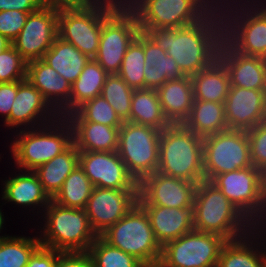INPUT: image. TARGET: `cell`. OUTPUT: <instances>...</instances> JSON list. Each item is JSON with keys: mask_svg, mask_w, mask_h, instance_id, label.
<instances>
[{"mask_svg": "<svg viewBox=\"0 0 266 267\" xmlns=\"http://www.w3.org/2000/svg\"><path fill=\"white\" fill-rule=\"evenodd\" d=\"M27 62L11 45L0 54V83L26 79Z\"/></svg>", "mask_w": 266, "mask_h": 267, "instance_id": "45", "label": "cell"}, {"mask_svg": "<svg viewBox=\"0 0 266 267\" xmlns=\"http://www.w3.org/2000/svg\"><path fill=\"white\" fill-rule=\"evenodd\" d=\"M226 242L219 235L193 229L162 247L158 267H216Z\"/></svg>", "mask_w": 266, "mask_h": 267, "instance_id": "8", "label": "cell"}, {"mask_svg": "<svg viewBox=\"0 0 266 267\" xmlns=\"http://www.w3.org/2000/svg\"><path fill=\"white\" fill-rule=\"evenodd\" d=\"M98 0H40L42 6L53 9L83 8L92 5Z\"/></svg>", "mask_w": 266, "mask_h": 267, "instance_id": "52", "label": "cell"}, {"mask_svg": "<svg viewBox=\"0 0 266 267\" xmlns=\"http://www.w3.org/2000/svg\"><path fill=\"white\" fill-rule=\"evenodd\" d=\"M55 267H94L87 252H61Z\"/></svg>", "mask_w": 266, "mask_h": 267, "instance_id": "48", "label": "cell"}, {"mask_svg": "<svg viewBox=\"0 0 266 267\" xmlns=\"http://www.w3.org/2000/svg\"><path fill=\"white\" fill-rule=\"evenodd\" d=\"M230 86L266 90V59L243 55L228 73Z\"/></svg>", "mask_w": 266, "mask_h": 267, "instance_id": "35", "label": "cell"}, {"mask_svg": "<svg viewBox=\"0 0 266 267\" xmlns=\"http://www.w3.org/2000/svg\"><path fill=\"white\" fill-rule=\"evenodd\" d=\"M93 187L84 170L78 165L64 180L52 201L63 207L84 209Z\"/></svg>", "mask_w": 266, "mask_h": 267, "instance_id": "34", "label": "cell"}, {"mask_svg": "<svg viewBox=\"0 0 266 267\" xmlns=\"http://www.w3.org/2000/svg\"><path fill=\"white\" fill-rule=\"evenodd\" d=\"M61 252L40 246L30 257L26 267H55L56 258Z\"/></svg>", "mask_w": 266, "mask_h": 267, "instance_id": "50", "label": "cell"}, {"mask_svg": "<svg viewBox=\"0 0 266 267\" xmlns=\"http://www.w3.org/2000/svg\"><path fill=\"white\" fill-rule=\"evenodd\" d=\"M151 227L159 244L163 247L167 242L175 240L192 231L193 207L168 208L154 206L146 211Z\"/></svg>", "mask_w": 266, "mask_h": 267, "instance_id": "21", "label": "cell"}, {"mask_svg": "<svg viewBox=\"0 0 266 267\" xmlns=\"http://www.w3.org/2000/svg\"><path fill=\"white\" fill-rule=\"evenodd\" d=\"M266 90L230 86L224 108L228 129L248 131L266 121Z\"/></svg>", "mask_w": 266, "mask_h": 267, "instance_id": "15", "label": "cell"}, {"mask_svg": "<svg viewBox=\"0 0 266 267\" xmlns=\"http://www.w3.org/2000/svg\"><path fill=\"white\" fill-rule=\"evenodd\" d=\"M65 118L67 121H90L113 127H121L123 124L116 111L102 95L85 102Z\"/></svg>", "mask_w": 266, "mask_h": 267, "instance_id": "41", "label": "cell"}, {"mask_svg": "<svg viewBox=\"0 0 266 267\" xmlns=\"http://www.w3.org/2000/svg\"><path fill=\"white\" fill-rule=\"evenodd\" d=\"M261 200L263 205L264 226L266 225V169L261 171ZM266 228V226H265Z\"/></svg>", "mask_w": 266, "mask_h": 267, "instance_id": "53", "label": "cell"}, {"mask_svg": "<svg viewBox=\"0 0 266 267\" xmlns=\"http://www.w3.org/2000/svg\"><path fill=\"white\" fill-rule=\"evenodd\" d=\"M22 171V174L18 173L4 181L2 199L19 206L46 208L52 199L44 191L37 174L34 171Z\"/></svg>", "mask_w": 266, "mask_h": 267, "instance_id": "26", "label": "cell"}, {"mask_svg": "<svg viewBox=\"0 0 266 267\" xmlns=\"http://www.w3.org/2000/svg\"><path fill=\"white\" fill-rule=\"evenodd\" d=\"M4 215L2 214V212H1V210H0V231H1V229H3L2 227H3V222H4ZM3 237H6V236H0V238H3Z\"/></svg>", "mask_w": 266, "mask_h": 267, "instance_id": "55", "label": "cell"}, {"mask_svg": "<svg viewBox=\"0 0 266 267\" xmlns=\"http://www.w3.org/2000/svg\"><path fill=\"white\" fill-rule=\"evenodd\" d=\"M41 246L38 237L0 238V267H26L32 254Z\"/></svg>", "mask_w": 266, "mask_h": 267, "instance_id": "38", "label": "cell"}, {"mask_svg": "<svg viewBox=\"0 0 266 267\" xmlns=\"http://www.w3.org/2000/svg\"><path fill=\"white\" fill-rule=\"evenodd\" d=\"M105 19L98 1L83 8L58 10V37L73 44L90 59L99 50L102 24Z\"/></svg>", "mask_w": 266, "mask_h": 267, "instance_id": "10", "label": "cell"}, {"mask_svg": "<svg viewBox=\"0 0 266 267\" xmlns=\"http://www.w3.org/2000/svg\"><path fill=\"white\" fill-rule=\"evenodd\" d=\"M100 237L115 248L134 256L146 267H158L162 246L157 241L146 211L130 210Z\"/></svg>", "mask_w": 266, "mask_h": 267, "instance_id": "6", "label": "cell"}, {"mask_svg": "<svg viewBox=\"0 0 266 267\" xmlns=\"http://www.w3.org/2000/svg\"><path fill=\"white\" fill-rule=\"evenodd\" d=\"M194 230L212 233L227 241L243 237L255 226L210 181L197 184L193 203Z\"/></svg>", "mask_w": 266, "mask_h": 267, "instance_id": "2", "label": "cell"}, {"mask_svg": "<svg viewBox=\"0 0 266 267\" xmlns=\"http://www.w3.org/2000/svg\"><path fill=\"white\" fill-rule=\"evenodd\" d=\"M232 1L229 0V3L228 0H189L185 27L198 32L208 43L240 48L249 16L262 1Z\"/></svg>", "mask_w": 266, "mask_h": 267, "instance_id": "1", "label": "cell"}, {"mask_svg": "<svg viewBox=\"0 0 266 267\" xmlns=\"http://www.w3.org/2000/svg\"><path fill=\"white\" fill-rule=\"evenodd\" d=\"M241 56L240 48L207 43L204 48L203 70L229 73Z\"/></svg>", "mask_w": 266, "mask_h": 267, "instance_id": "44", "label": "cell"}, {"mask_svg": "<svg viewBox=\"0 0 266 267\" xmlns=\"http://www.w3.org/2000/svg\"><path fill=\"white\" fill-rule=\"evenodd\" d=\"M144 89L157 90L166 81L176 80L186 75L171 56L147 35L144 36Z\"/></svg>", "mask_w": 266, "mask_h": 267, "instance_id": "23", "label": "cell"}, {"mask_svg": "<svg viewBox=\"0 0 266 267\" xmlns=\"http://www.w3.org/2000/svg\"><path fill=\"white\" fill-rule=\"evenodd\" d=\"M11 45L12 43L6 37L0 34V54Z\"/></svg>", "mask_w": 266, "mask_h": 267, "instance_id": "54", "label": "cell"}, {"mask_svg": "<svg viewBox=\"0 0 266 267\" xmlns=\"http://www.w3.org/2000/svg\"><path fill=\"white\" fill-rule=\"evenodd\" d=\"M157 171L194 183L204 181L203 138L183 124H171L163 129Z\"/></svg>", "mask_w": 266, "mask_h": 267, "instance_id": "3", "label": "cell"}, {"mask_svg": "<svg viewBox=\"0 0 266 267\" xmlns=\"http://www.w3.org/2000/svg\"><path fill=\"white\" fill-rule=\"evenodd\" d=\"M133 92L134 90L119 75L112 74L106 77L101 95L123 122H129Z\"/></svg>", "mask_w": 266, "mask_h": 267, "instance_id": "43", "label": "cell"}, {"mask_svg": "<svg viewBox=\"0 0 266 267\" xmlns=\"http://www.w3.org/2000/svg\"><path fill=\"white\" fill-rule=\"evenodd\" d=\"M261 228L255 227L247 235L227 241L221 250L216 267H266V246L264 243L262 245L257 242L259 241V237H261L259 233L265 234L266 232V229L263 230ZM251 239L254 241H251ZM258 244L259 246H264V250H260V247L257 246Z\"/></svg>", "mask_w": 266, "mask_h": 267, "instance_id": "20", "label": "cell"}, {"mask_svg": "<svg viewBox=\"0 0 266 267\" xmlns=\"http://www.w3.org/2000/svg\"><path fill=\"white\" fill-rule=\"evenodd\" d=\"M163 113L171 124H183L194 102L190 76L166 81L157 90Z\"/></svg>", "mask_w": 266, "mask_h": 267, "instance_id": "22", "label": "cell"}, {"mask_svg": "<svg viewBox=\"0 0 266 267\" xmlns=\"http://www.w3.org/2000/svg\"><path fill=\"white\" fill-rule=\"evenodd\" d=\"M28 15L18 10L0 11V34L12 42L24 27Z\"/></svg>", "mask_w": 266, "mask_h": 267, "instance_id": "47", "label": "cell"}, {"mask_svg": "<svg viewBox=\"0 0 266 267\" xmlns=\"http://www.w3.org/2000/svg\"><path fill=\"white\" fill-rule=\"evenodd\" d=\"M84 209L97 236H100L131 210L130 203L122 197L118 189L101 187H93Z\"/></svg>", "mask_w": 266, "mask_h": 267, "instance_id": "18", "label": "cell"}, {"mask_svg": "<svg viewBox=\"0 0 266 267\" xmlns=\"http://www.w3.org/2000/svg\"><path fill=\"white\" fill-rule=\"evenodd\" d=\"M119 193L136 211H147L155 206L153 197V173L128 171L120 184Z\"/></svg>", "mask_w": 266, "mask_h": 267, "instance_id": "33", "label": "cell"}, {"mask_svg": "<svg viewBox=\"0 0 266 267\" xmlns=\"http://www.w3.org/2000/svg\"><path fill=\"white\" fill-rule=\"evenodd\" d=\"M79 165V150L72 143L65 151L39 166L37 174L44 191L52 199L61 189L64 180Z\"/></svg>", "mask_w": 266, "mask_h": 267, "instance_id": "28", "label": "cell"}, {"mask_svg": "<svg viewBox=\"0 0 266 267\" xmlns=\"http://www.w3.org/2000/svg\"><path fill=\"white\" fill-rule=\"evenodd\" d=\"M42 128V129H41ZM32 129H20L11 143L18 169L34 171L65 151L72 143V127L65 117Z\"/></svg>", "mask_w": 266, "mask_h": 267, "instance_id": "4", "label": "cell"}, {"mask_svg": "<svg viewBox=\"0 0 266 267\" xmlns=\"http://www.w3.org/2000/svg\"><path fill=\"white\" fill-rule=\"evenodd\" d=\"M58 38V10L41 6L29 13L24 27L11 42L28 63L42 59Z\"/></svg>", "mask_w": 266, "mask_h": 267, "instance_id": "13", "label": "cell"}, {"mask_svg": "<svg viewBox=\"0 0 266 267\" xmlns=\"http://www.w3.org/2000/svg\"><path fill=\"white\" fill-rule=\"evenodd\" d=\"M68 122L72 127L73 144L79 151H117L120 127L90 121Z\"/></svg>", "mask_w": 266, "mask_h": 267, "instance_id": "24", "label": "cell"}, {"mask_svg": "<svg viewBox=\"0 0 266 267\" xmlns=\"http://www.w3.org/2000/svg\"><path fill=\"white\" fill-rule=\"evenodd\" d=\"M105 20L113 27L125 29L136 37L153 29L148 0H98Z\"/></svg>", "mask_w": 266, "mask_h": 267, "instance_id": "17", "label": "cell"}, {"mask_svg": "<svg viewBox=\"0 0 266 267\" xmlns=\"http://www.w3.org/2000/svg\"><path fill=\"white\" fill-rule=\"evenodd\" d=\"M26 78L60 117L70 115L71 84L49 64L43 59L28 62Z\"/></svg>", "mask_w": 266, "mask_h": 267, "instance_id": "16", "label": "cell"}, {"mask_svg": "<svg viewBox=\"0 0 266 267\" xmlns=\"http://www.w3.org/2000/svg\"><path fill=\"white\" fill-rule=\"evenodd\" d=\"M183 125L202 138L227 130L224 103L194 100Z\"/></svg>", "mask_w": 266, "mask_h": 267, "instance_id": "30", "label": "cell"}, {"mask_svg": "<svg viewBox=\"0 0 266 267\" xmlns=\"http://www.w3.org/2000/svg\"><path fill=\"white\" fill-rule=\"evenodd\" d=\"M58 74L72 84L75 82L90 58L73 44L58 37L42 58Z\"/></svg>", "mask_w": 266, "mask_h": 267, "instance_id": "29", "label": "cell"}, {"mask_svg": "<svg viewBox=\"0 0 266 267\" xmlns=\"http://www.w3.org/2000/svg\"><path fill=\"white\" fill-rule=\"evenodd\" d=\"M251 163L258 170L266 169V121L247 131Z\"/></svg>", "mask_w": 266, "mask_h": 267, "instance_id": "46", "label": "cell"}, {"mask_svg": "<svg viewBox=\"0 0 266 267\" xmlns=\"http://www.w3.org/2000/svg\"><path fill=\"white\" fill-rule=\"evenodd\" d=\"M238 210L255 226L263 227L261 171L246 167L215 176L211 181Z\"/></svg>", "mask_w": 266, "mask_h": 267, "instance_id": "9", "label": "cell"}, {"mask_svg": "<svg viewBox=\"0 0 266 267\" xmlns=\"http://www.w3.org/2000/svg\"><path fill=\"white\" fill-rule=\"evenodd\" d=\"M129 122L151 126L161 131L171 125L163 113L157 91L147 88L134 90Z\"/></svg>", "mask_w": 266, "mask_h": 267, "instance_id": "31", "label": "cell"}, {"mask_svg": "<svg viewBox=\"0 0 266 267\" xmlns=\"http://www.w3.org/2000/svg\"><path fill=\"white\" fill-rule=\"evenodd\" d=\"M198 183L170 177L158 171L153 173V197L155 206L168 208L193 207Z\"/></svg>", "mask_w": 266, "mask_h": 267, "instance_id": "27", "label": "cell"}, {"mask_svg": "<svg viewBox=\"0 0 266 267\" xmlns=\"http://www.w3.org/2000/svg\"><path fill=\"white\" fill-rule=\"evenodd\" d=\"M108 75L95 59L89 60L78 79L71 84L70 114L85 102L101 95Z\"/></svg>", "mask_w": 266, "mask_h": 267, "instance_id": "32", "label": "cell"}, {"mask_svg": "<svg viewBox=\"0 0 266 267\" xmlns=\"http://www.w3.org/2000/svg\"><path fill=\"white\" fill-rule=\"evenodd\" d=\"M44 210L41 246L59 252H87L98 237L85 209L63 207L51 200Z\"/></svg>", "mask_w": 266, "mask_h": 267, "instance_id": "5", "label": "cell"}, {"mask_svg": "<svg viewBox=\"0 0 266 267\" xmlns=\"http://www.w3.org/2000/svg\"><path fill=\"white\" fill-rule=\"evenodd\" d=\"M41 6L40 0H0V11L18 10L29 14Z\"/></svg>", "mask_w": 266, "mask_h": 267, "instance_id": "51", "label": "cell"}, {"mask_svg": "<svg viewBox=\"0 0 266 267\" xmlns=\"http://www.w3.org/2000/svg\"><path fill=\"white\" fill-rule=\"evenodd\" d=\"M87 253L94 267H146L134 256L111 246L100 236L92 243Z\"/></svg>", "mask_w": 266, "mask_h": 267, "instance_id": "42", "label": "cell"}, {"mask_svg": "<svg viewBox=\"0 0 266 267\" xmlns=\"http://www.w3.org/2000/svg\"><path fill=\"white\" fill-rule=\"evenodd\" d=\"M18 81L0 83V114L6 121L12 110V105L17 95Z\"/></svg>", "mask_w": 266, "mask_h": 267, "instance_id": "49", "label": "cell"}, {"mask_svg": "<svg viewBox=\"0 0 266 267\" xmlns=\"http://www.w3.org/2000/svg\"><path fill=\"white\" fill-rule=\"evenodd\" d=\"M135 38L130 31L113 27L104 19L94 59L109 75L118 74L125 52Z\"/></svg>", "mask_w": 266, "mask_h": 267, "instance_id": "25", "label": "cell"}, {"mask_svg": "<svg viewBox=\"0 0 266 267\" xmlns=\"http://www.w3.org/2000/svg\"><path fill=\"white\" fill-rule=\"evenodd\" d=\"M144 56V36H138L126 50L117 74L133 90L144 89Z\"/></svg>", "mask_w": 266, "mask_h": 267, "instance_id": "40", "label": "cell"}, {"mask_svg": "<svg viewBox=\"0 0 266 267\" xmlns=\"http://www.w3.org/2000/svg\"><path fill=\"white\" fill-rule=\"evenodd\" d=\"M58 117L59 114L45 100L42 93L26 78L18 81L17 95L10 116L4 121V125L12 128L23 125L25 126L23 129H32L37 124L36 127H41L55 121Z\"/></svg>", "mask_w": 266, "mask_h": 267, "instance_id": "14", "label": "cell"}, {"mask_svg": "<svg viewBox=\"0 0 266 267\" xmlns=\"http://www.w3.org/2000/svg\"><path fill=\"white\" fill-rule=\"evenodd\" d=\"M79 166L94 187L119 189L128 172L117 151H79Z\"/></svg>", "mask_w": 266, "mask_h": 267, "instance_id": "19", "label": "cell"}, {"mask_svg": "<svg viewBox=\"0 0 266 267\" xmlns=\"http://www.w3.org/2000/svg\"><path fill=\"white\" fill-rule=\"evenodd\" d=\"M240 50L243 55L266 59V4L264 2L249 16Z\"/></svg>", "mask_w": 266, "mask_h": 267, "instance_id": "39", "label": "cell"}, {"mask_svg": "<svg viewBox=\"0 0 266 267\" xmlns=\"http://www.w3.org/2000/svg\"><path fill=\"white\" fill-rule=\"evenodd\" d=\"M153 29L181 28L189 13V0H148Z\"/></svg>", "mask_w": 266, "mask_h": 267, "instance_id": "37", "label": "cell"}, {"mask_svg": "<svg viewBox=\"0 0 266 267\" xmlns=\"http://www.w3.org/2000/svg\"><path fill=\"white\" fill-rule=\"evenodd\" d=\"M147 36L167 51L185 75L203 70L204 48L208 42L195 30L185 26L152 29Z\"/></svg>", "mask_w": 266, "mask_h": 267, "instance_id": "12", "label": "cell"}, {"mask_svg": "<svg viewBox=\"0 0 266 267\" xmlns=\"http://www.w3.org/2000/svg\"><path fill=\"white\" fill-rule=\"evenodd\" d=\"M190 77L194 100L225 103L230 89L228 73L202 70Z\"/></svg>", "mask_w": 266, "mask_h": 267, "instance_id": "36", "label": "cell"}, {"mask_svg": "<svg viewBox=\"0 0 266 267\" xmlns=\"http://www.w3.org/2000/svg\"><path fill=\"white\" fill-rule=\"evenodd\" d=\"M253 166L247 131L227 129L203 138L204 178Z\"/></svg>", "mask_w": 266, "mask_h": 267, "instance_id": "7", "label": "cell"}, {"mask_svg": "<svg viewBox=\"0 0 266 267\" xmlns=\"http://www.w3.org/2000/svg\"><path fill=\"white\" fill-rule=\"evenodd\" d=\"M161 130L128 121L119 128L117 153L128 171L158 170L159 138Z\"/></svg>", "mask_w": 266, "mask_h": 267, "instance_id": "11", "label": "cell"}]
</instances>
